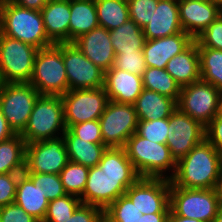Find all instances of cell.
<instances>
[{
	"label": "cell",
	"mask_w": 222,
	"mask_h": 222,
	"mask_svg": "<svg viewBox=\"0 0 222 222\" xmlns=\"http://www.w3.org/2000/svg\"><path fill=\"white\" fill-rule=\"evenodd\" d=\"M139 178L124 148H107L99 164L89 168L81 202L104 211Z\"/></svg>",
	"instance_id": "cell-1"
},
{
	"label": "cell",
	"mask_w": 222,
	"mask_h": 222,
	"mask_svg": "<svg viewBox=\"0 0 222 222\" xmlns=\"http://www.w3.org/2000/svg\"><path fill=\"white\" fill-rule=\"evenodd\" d=\"M222 173V155L206 139L176 163L170 179L173 186L186 189H216Z\"/></svg>",
	"instance_id": "cell-2"
},
{
	"label": "cell",
	"mask_w": 222,
	"mask_h": 222,
	"mask_svg": "<svg viewBox=\"0 0 222 222\" xmlns=\"http://www.w3.org/2000/svg\"><path fill=\"white\" fill-rule=\"evenodd\" d=\"M123 148L140 178L170 180L175 174L176 162L166 144L152 142L135 132Z\"/></svg>",
	"instance_id": "cell-3"
},
{
	"label": "cell",
	"mask_w": 222,
	"mask_h": 222,
	"mask_svg": "<svg viewBox=\"0 0 222 222\" xmlns=\"http://www.w3.org/2000/svg\"><path fill=\"white\" fill-rule=\"evenodd\" d=\"M0 32L37 49L53 45L47 37L41 12L13 2L1 4Z\"/></svg>",
	"instance_id": "cell-4"
},
{
	"label": "cell",
	"mask_w": 222,
	"mask_h": 222,
	"mask_svg": "<svg viewBox=\"0 0 222 222\" xmlns=\"http://www.w3.org/2000/svg\"><path fill=\"white\" fill-rule=\"evenodd\" d=\"M66 129L61 96L40 95L20 135L28 144L62 137Z\"/></svg>",
	"instance_id": "cell-5"
},
{
	"label": "cell",
	"mask_w": 222,
	"mask_h": 222,
	"mask_svg": "<svg viewBox=\"0 0 222 222\" xmlns=\"http://www.w3.org/2000/svg\"><path fill=\"white\" fill-rule=\"evenodd\" d=\"M29 83L40 95H64L68 91L67 73L62 50L53 44L37 51Z\"/></svg>",
	"instance_id": "cell-6"
},
{
	"label": "cell",
	"mask_w": 222,
	"mask_h": 222,
	"mask_svg": "<svg viewBox=\"0 0 222 222\" xmlns=\"http://www.w3.org/2000/svg\"><path fill=\"white\" fill-rule=\"evenodd\" d=\"M38 50L0 32V82L29 83Z\"/></svg>",
	"instance_id": "cell-7"
},
{
	"label": "cell",
	"mask_w": 222,
	"mask_h": 222,
	"mask_svg": "<svg viewBox=\"0 0 222 222\" xmlns=\"http://www.w3.org/2000/svg\"><path fill=\"white\" fill-rule=\"evenodd\" d=\"M39 96L30 83L0 84V109L15 134L25 129Z\"/></svg>",
	"instance_id": "cell-8"
},
{
	"label": "cell",
	"mask_w": 222,
	"mask_h": 222,
	"mask_svg": "<svg viewBox=\"0 0 222 222\" xmlns=\"http://www.w3.org/2000/svg\"><path fill=\"white\" fill-rule=\"evenodd\" d=\"M219 204L217 189H186L170 184V209L178 216L213 222Z\"/></svg>",
	"instance_id": "cell-9"
},
{
	"label": "cell",
	"mask_w": 222,
	"mask_h": 222,
	"mask_svg": "<svg viewBox=\"0 0 222 222\" xmlns=\"http://www.w3.org/2000/svg\"><path fill=\"white\" fill-rule=\"evenodd\" d=\"M103 144L107 148H123L138 125L134 104L108 101L100 119Z\"/></svg>",
	"instance_id": "cell-10"
},
{
	"label": "cell",
	"mask_w": 222,
	"mask_h": 222,
	"mask_svg": "<svg viewBox=\"0 0 222 222\" xmlns=\"http://www.w3.org/2000/svg\"><path fill=\"white\" fill-rule=\"evenodd\" d=\"M221 93L211 83L199 80L181 87L177 108L206 127L218 115Z\"/></svg>",
	"instance_id": "cell-11"
},
{
	"label": "cell",
	"mask_w": 222,
	"mask_h": 222,
	"mask_svg": "<svg viewBox=\"0 0 222 222\" xmlns=\"http://www.w3.org/2000/svg\"><path fill=\"white\" fill-rule=\"evenodd\" d=\"M61 98L67 129L77 123L99 120L109 101L104 87L69 90Z\"/></svg>",
	"instance_id": "cell-12"
},
{
	"label": "cell",
	"mask_w": 222,
	"mask_h": 222,
	"mask_svg": "<svg viewBox=\"0 0 222 222\" xmlns=\"http://www.w3.org/2000/svg\"><path fill=\"white\" fill-rule=\"evenodd\" d=\"M68 80V91L104 87L105 71L90 61L73 42L57 43Z\"/></svg>",
	"instance_id": "cell-13"
},
{
	"label": "cell",
	"mask_w": 222,
	"mask_h": 222,
	"mask_svg": "<svg viewBox=\"0 0 222 222\" xmlns=\"http://www.w3.org/2000/svg\"><path fill=\"white\" fill-rule=\"evenodd\" d=\"M68 162L63 137L26 144L24 173L60 174Z\"/></svg>",
	"instance_id": "cell-14"
},
{
	"label": "cell",
	"mask_w": 222,
	"mask_h": 222,
	"mask_svg": "<svg viewBox=\"0 0 222 222\" xmlns=\"http://www.w3.org/2000/svg\"><path fill=\"white\" fill-rule=\"evenodd\" d=\"M205 139V126L176 108L169 117L166 145L177 163Z\"/></svg>",
	"instance_id": "cell-15"
},
{
	"label": "cell",
	"mask_w": 222,
	"mask_h": 222,
	"mask_svg": "<svg viewBox=\"0 0 222 222\" xmlns=\"http://www.w3.org/2000/svg\"><path fill=\"white\" fill-rule=\"evenodd\" d=\"M170 184L165 178H139L125 194L142 215L170 213Z\"/></svg>",
	"instance_id": "cell-16"
},
{
	"label": "cell",
	"mask_w": 222,
	"mask_h": 222,
	"mask_svg": "<svg viewBox=\"0 0 222 222\" xmlns=\"http://www.w3.org/2000/svg\"><path fill=\"white\" fill-rule=\"evenodd\" d=\"M183 31L194 40L222 13L216 1L178 0Z\"/></svg>",
	"instance_id": "cell-17"
},
{
	"label": "cell",
	"mask_w": 222,
	"mask_h": 222,
	"mask_svg": "<svg viewBox=\"0 0 222 222\" xmlns=\"http://www.w3.org/2000/svg\"><path fill=\"white\" fill-rule=\"evenodd\" d=\"M76 47L103 71L113 67L115 51L110 41L109 30L98 26L73 41Z\"/></svg>",
	"instance_id": "cell-18"
},
{
	"label": "cell",
	"mask_w": 222,
	"mask_h": 222,
	"mask_svg": "<svg viewBox=\"0 0 222 222\" xmlns=\"http://www.w3.org/2000/svg\"><path fill=\"white\" fill-rule=\"evenodd\" d=\"M194 39L186 32L146 40L142 49L146 67L165 69L167 62L184 51Z\"/></svg>",
	"instance_id": "cell-19"
},
{
	"label": "cell",
	"mask_w": 222,
	"mask_h": 222,
	"mask_svg": "<svg viewBox=\"0 0 222 222\" xmlns=\"http://www.w3.org/2000/svg\"><path fill=\"white\" fill-rule=\"evenodd\" d=\"M104 88L110 101L134 104L143 90L142 76L111 67L105 72Z\"/></svg>",
	"instance_id": "cell-20"
},
{
	"label": "cell",
	"mask_w": 222,
	"mask_h": 222,
	"mask_svg": "<svg viewBox=\"0 0 222 222\" xmlns=\"http://www.w3.org/2000/svg\"><path fill=\"white\" fill-rule=\"evenodd\" d=\"M183 32L178 0H159L150 22L143 28L146 40L172 36Z\"/></svg>",
	"instance_id": "cell-21"
},
{
	"label": "cell",
	"mask_w": 222,
	"mask_h": 222,
	"mask_svg": "<svg viewBox=\"0 0 222 222\" xmlns=\"http://www.w3.org/2000/svg\"><path fill=\"white\" fill-rule=\"evenodd\" d=\"M40 12L48 39L53 44L69 42L70 0H48Z\"/></svg>",
	"instance_id": "cell-22"
},
{
	"label": "cell",
	"mask_w": 222,
	"mask_h": 222,
	"mask_svg": "<svg viewBox=\"0 0 222 222\" xmlns=\"http://www.w3.org/2000/svg\"><path fill=\"white\" fill-rule=\"evenodd\" d=\"M165 70L181 87L201 80L200 56L196 40L184 51L171 58Z\"/></svg>",
	"instance_id": "cell-23"
},
{
	"label": "cell",
	"mask_w": 222,
	"mask_h": 222,
	"mask_svg": "<svg viewBox=\"0 0 222 222\" xmlns=\"http://www.w3.org/2000/svg\"><path fill=\"white\" fill-rule=\"evenodd\" d=\"M14 203L28 214L43 222L49 201L33 181L23 172L19 175Z\"/></svg>",
	"instance_id": "cell-24"
},
{
	"label": "cell",
	"mask_w": 222,
	"mask_h": 222,
	"mask_svg": "<svg viewBox=\"0 0 222 222\" xmlns=\"http://www.w3.org/2000/svg\"><path fill=\"white\" fill-rule=\"evenodd\" d=\"M134 107L138 121H150L169 118L177 108V102L172 98L143 88Z\"/></svg>",
	"instance_id": "cell-25"
},
{
	"label": "cell",
	"mask_w": 222,
	"mask_h": 222,
	"mask_svg": "<svg viewBox=\"0 0 222 222\" xmlns=\"http://www.w3.org/2000/svg\"><path fill=\"white\" fill-rule=\"evenodd\" d=\"M69 42L100 26L95 0H70Z\"/></svg>",
	"instance_id": "cell-26"
},
{
	"label": "cell",
	"mask_w": 222,
	"mask_h": 222,
	"mask_svg": "<svg viewBox=\"0 0 222 222\" xmlns=\"http://www.w3.org/2000/svg\"><path fill=\"white\" fill-rule=\"evenodd\" d=\"M69 161L82 164L86 167H94L99 164L107 147L104 144L90 143L75 136L66 129L63 136Z\"/></svg>",
	"instance_id": "cell-27"
},
{
	"label": "cell",
	"mask_w": 222,
	"mask_h": 222,
	"mask_svg": "<svg viewBox=\"0 0 222 222\" xmlns=\"http://www.w3.org/2000/svg\"><path fill=\"white\" fill-rule=\"evenodd\" d=\"M110 41L115 54L129 52H143L146 38L141 29L133 20H128L118 28L109 31Z\"/></svg>",
	"instance_id": "cell-28"
},
{
	"label": "cell",
	"mask_w": 222,
	"mask_h": 222,
	"mask_svg": "<svg viewBox=\"0 0 222 222\" xmlns=\"http://www.w3.org/2000/svg\"><path fill=\"white\" fill-rule=\"evenodd\" d=\"M26 142L20 134L0 142V174L23 173Z\"/></svg>",
	"instance_id": "cell-29"
},
{
	"label": "cell",
	"mask_w": 222,
	"mask_h": 222,
	"mask_svg": "<svg viewBox=\"0 0 222 222\" xmlns=\"http://www.w3.org/2000/svg\"><path fill=\"white\" fill-rule=\"evenodd\" d=\"M95 6L99 25L109 31L130 19L128 3L125 0H95Z\"/></svg>",
	"instance_id": "cell-30"
},
{
	"label": "cell",
	"mask_w": 222,
	"mask_h": 222,
	"mask_svg": "<svg viewBox=\"0 0 222 222\" xmlns=\"http://www.w3.org/2000/svg\"><path fill=\"white\" fill-rule=\"evenodd\" d=\"M142 83L145 89L172 98L176 102L179 99L181 86L165 69L147 67L142 74Z\"/></svg>",
	"instance_id": "cell-31"
},
{
	"label": "cell",
	"mask_w": 222,
	"mask_h": 222,
	"mask_svg": "<svg viewBox=\"0 0 222 222\" xmlns=\"http://www.w3.org/2000/svg\"><path fill=\"white\" fill-rule=\"evenodd\" d=\"M201 80L222 91V50L198 47Z\"/></svg>",
	"instance_id": "cell-32"
},
{
	"label": "cell",
	"mask_w": 222,
	"mask_h": 222,
	"mask_svg": "<svg viewBox=\"0 0 222 222\" xmlns=\"http://www.w3.org/2000/svg\"><path fill=\"white\" fill-rule=\"evenodd\" d=\"M88 174L89 167L69 161L59 174L65 192L80 198L84 192Z\"/></svg>",
	"instance_id": "cell-33"
},
{
	"label": "cell",
	"mask_w": 222,
	"mask_h": 222,
	"mask_svg": "<svg viewBox=\"0 0 222 222\" xmlns=\"http://www.w3.org/2000/svg\"><path fill=\"white\" fill-rule=\"evenodd\" d=\"M141 215L126 194L121 195L104 210V216L110 222H138Z\"/></svg>",
	"instance_id": "cell-34"
},
{
	"label": "cell",
	"mask_w": 222,
	"mask_h": 222,
	"mask_svg": "<svg viewBox=\"0 0 222 222\" xmlns=\"http://www.w3.org/2000/svg\"><path fill=\"white\" fill-rule=\"evenodd\" d=\"M81 203L79 197L71 194L52 200L48 204L43 222H63L71 217Z\"/></svg>",
	"instance_id": "cell-35"
},
{
	"label": "cell",
	"mask_w": 222,
	"mask_h": 222,
	"mask_svg": "<svg viewBox=\"0 0 222 222\" xmlns=\"http://www.w3.org/2000/svg\"><path fill=\"white\" fill-rule=\"evenodd\" d=\"M34 183L35 187L46 195L50 202L57 198L65 196L67 193L64 190L61 177L59 174L51 173H25Z\"/></svg>",
	"instance_id": "cell-36"
},
{
	"label": "cell",
	"mask_w": 222,
	"mask_h": 222,
	"mask_svg": "<svg viewBox=\"0 0 222 222\" xmlns=\"http://www.w3.org/2000/svg\"><path fill=\"white\" fill-rule=\"evenodd\" d=\"M169 118L144 121L139 120L136 133L145 139L159 144H166Z\"/></svg>",
	"instance_id": "cell-37"
},
{
	"label": "cell",
	"mask_w": 222,
	"mask_h": 222,
	"mask_svg": "<svg viewBox=\"0 0 222 222\" xmlns=\"http://www.w3.org/2000/svg\"><path fill=\"white\" fill-rule=\"evenodd\" d=\"M159 0H128L129 17L143 29L155 12Z\"/></svg>",
	"instance_id": "cell-38"
},
{
	"label": "cell",
	"mask_w": 222,
	"mask_h": 222,
	"mask_svg": "<svg viewBox=\"0 0 222 222\" xmlns=\"http://www.w3.org/2000/svg\"><path fill=\"white\" fill-rule=\"evenodd\" d=\"M113 67L140 76L147 68L143 52L117 53Z\"/></svg>",
	"instance_id": "cell-39"
},
{
	"label": "cell",
	"mask_w": 222,
	"mask_h": 222,
	"mask_svg": "<svg viewBox=\"0 0 222 222\" xmlns=\"http://www.w3.org/2000/svg\"><path fill=\"white\" fill-rule=\"evenodd\" d=\"M195 40L198 47L222 50V13Z\"/></svg>",
	"instance_id": "cell-40"
},
{
	"label": "cell",
	"mask_w": 222,
	"mask_h": 222,
	"mask_svg": "<svg viewBox=\"0 0 222 222\" xmlns=\"http://www.w3.org/2000/svg\"><path fill=\"white\" fill-rule=\"evenodd\" d=\"M69 130L82 140L95 144H103L99 120L77 123L72 125Z\"/></svg>",
	"instance_id": "cell-41"
},
{
	"label": "cell",
	"mask_w": 222,
	"mask_h": 222,
	"mask_svg": "<svg viewBox=\"0 0 222 222\" xmlns=\"http://www.w3.org/2000/svg\"><path fill=\"white\" fill-rule=\"evenodd\" d=\"M20 174L21 173L0 174V208L14 203Z\"/></svg>",
	"instance_id": "cell-42"
},
{
	"label": "cell",
	"mask_w": 222,
	"mask_h": 222,
	"mask_svg": "<svg viewBox=\"0 0 222 222\" xmlns=\"http://www.w3.org/2000/svg\"><path fill=\"white\" fill-rule=\"evenodd\" d=\"M103 215L101 208L81 203L71 217L63 222H98Z\"/></svg>",
	"instance_id": "cell-43"
},
{
	"label": "cell",
	"mask_w": 222,
	"mask_h": 222,
	"mask_svg": "<svg viewBox=\"0 0 222 222\" xmlns=\"http://www.w3.org/2000/svg\"><path fill=\"white\" fill-rule=\"evenodd\" d=\"M1 222H39L15 203L0 208Z\"/></svg>",
	"instance_id": "cell-44"
},
{
	"label": "cell",
	"mask_w": 222,
	"mask_h": 222,
	"mask_svg": "<svg viewBox=\"0 0 222 222\" xmlns=\"http://www.w3.org/2000/svg\"><path fill=\"white\" fill-rule=\"evenodd\" d=\"M205 139L222 155V117L216 115L205 127Z\"/></svg>",
	"instance_id": "cell-45"
},
{
	"label": "cell",
	"mask_w": 222,
	"mask_h": 222,
	"mask_svg": "<svg viewBox=\"0 0 222 222\" xmlns=\"http://www.w3.org/2000/svg\"><path fill=\"white\" fill-rule=\"evenodd\" d=\"M47 2L48 0H15L13 3L22 8L41 11Z\"/></svg>",
	"instance_id": "cell-46"
},
{
	"label": "cell",
	"mask_w": 222,
	"mask_h": 222,
	"mask_svg": "<svg viewBox=\"0 0 222 222\" xmlns=\"http://www.w3.org/2000/svg\"><path fill=\"white\" fill-rule=\"evenodd\" d=\"M14 135V131L9 127L7 120L0 109V142L7 140Z\"/></svg>",
	"instance_id": "cell-47"
},
{
	"label": "cell",
	"mask_w": 222,
	"mask_h": 222,
	"mask_svg": "<svg viewBox=\"0 0 222 222\" xmlns=\"http://www.w3.org/2000/svg\"><path fill=\"white\" fill-rule=\"evenodd\" d=\"M169 213H154L141 215L138 222H168Z\"/></svg>",
	"instance_id": "cell-48"
},
{
	"label": "cell",
	"mask_w": 222,
	"mask_h": 222,
	"mask_svg": "<svg viewBox=\"0 0 222 222\" xmlns=\"http://www.w3.org/2000/svg\"><path fill=\"white\" fill-rule=\"evenodd\" d=\"M168 222H207L176 215L171 209L168 216Z\"/></svg>",
	"instance_id": "cell-49"
},
{
	"label": "cell",
	"mask_w": 222,
	"mask_h": 222,
	"mask_svg": "<svg viewBox=\"0 0 222 222\" xmlns=\"http://www.w3.org/2000/svg\"><path fill=\"white\" fill-rule=\"evenodd\" d=\"M216 189H217L218 196H219V202H220V204H222V173H221V177L219 179V183H218Z\"/></svg>",
	"instance_id": "cell-50"
},
{
	"label": "cell",
	"mask_w": 222,
	"mask_h": 222,
	"mask_svg": "<svg viewBox=\"0 0 222 222\" xmlns=\"http://www.w3.org/2000/svg\"><path fill=\"white\" fill-rule=\"evenodd\" d=\"M213 222H222V204H219L217 214Z\"/></svg>",
	"instance_id": "cell-51"
},
{
	"label": "cell",
	"mask_w": 222,
	"mask_h": 222,
	"mask_svg": "<svg viewBox=\"0 0 222 222\" xmlns=\"http://www.w3.org/2000/svg\"><path fill=\"white\" fill-rule=\"evenodd\" d=\"M218 115L222 117V93H221L220 100H219Z\"/></svg>",
	"instance_id": "cell-52"
},
{
	"label": "cell",
	"mask_w": 222,
	"mask_h": 222,
	"mask_svg": "<svg viewBox=\"0 0 222 222\" xmlns=\"http://www.w3.org/2000/svg\"><path fill=\"white\" fill-rule=\"evenodd\" d=\"M98 222H110L104 215L98 220Z\"/></svg>",
	"instance_id": "cell-53"
},
{
	"label": "cell",
	"mask_w": 222,
	"mask_h": 222,
	"mask_svg": "<svg viewBox=\"0 0 222 222\" xmlns=\"http://www.w3.org/2000/svg\"><path fill=\"white\" fill-rule=\"evenodd\" d=\"M218 4L219 9L222 11V0H215Z\"/></svg>",
	"instance_id": "cell-54"
},
{
	"label": "cell",
	"mask_w": 222,
	"mask_h": 222,
	"mask_svg": "<svg viewBox=\"0 0 222 222\" xmlns=\"http://www.w3.org/2000/svg\"><path fill=\"white\" fill-rule=\"evenodd\" d=\"M15 0H0V3L3 4V3H8V2H14Z\"/></svg>",
	"instance_id": "cell-55"
}]
</instances>
